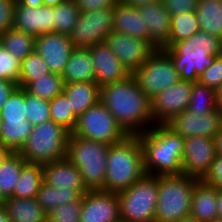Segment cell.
Segmentation results:
<instances>
[{
    "mask_svg": "<svg viewBox=\"0 0 222 222\" xmlns=\"http://www.w3.org/2000/svg\"><path fill=\"white\" fill-rule=\"evenodd\" d=\"M150 101L132 75L100 87V102L128 135H139L153 126Z\"/></svg>",
    "mask_w": 222,
    "mask_h": 222,
    "instance_id": "obj_1",
    "label": "cell"
},
{
    "mask_svg": "<svg viewBox=\"0 0 222 222\" xmlns=\"http://www.w3.org/2000/svg\"><path fill=\"white\" fill-rule=\"evenodd\" d=\"M154 125L138 135L146 174L152 176L182 174L184 138L166 124Z\"/></svg>",
    "mask_w": 222,
    "mask_h": 222,
    "instance_id": "obj_2",
    "label": "cell"
},
{
    "mask_svg": "<svg viewBox=\"0 0 222 222\" xmlns=\"http://www.w3.org/2000/svg\"><path fill=\"white\" fill-rule=\"evenodd\" d=\"M162 50L171 58L180 80L195 83L215 57L222 54V38L200 30Z\"/></svg>",
    "mask_w": 222,
    "mask_h": 222,
    "instance_id": "obj_3",
    "label": "cell"
},
{
    "mask_svg": "<svg viewBox=\"0 0 222 222\" xmlns=\"http://www.w3.org/2000/svg\"><path fill=\"white\" fill-rule=\"evenodd\" d=\"M146 175L138 135H128L109 146L104 191L121 192Z\"/></svg>",
    "mask_w": 222,
    "mask_h": 222,
    "instance_id": "obj_4",
    "label": "cell"
},
{
    "mask_svg": "<svg viewBox=\"0 0 222 222\" xmlns=\"http://www.w3.org/2000/svg\"><path fill=\"white\" fill-rule=\"evenodd\" d=\"M110 144L69 134L66 158L80 171L88 190H103Z\"/></svg>",
    "mask_w": 222,
    "mask_h": 222,
    "instance_id": "obj_5",
    "label": "cell"
},
{
    "mask_svg": "<svg viewBox=\"0 0 222 222\" xmlns=\"http://www.w3.org/2000/svg\"><path fill=\"white\" fill-rule=\"evenodd\" d=\"M199 179L180 175H158L155 222H176L190 215L191 199Z\"/></svg>",
    "mask_w": 222,
    "mask_h": 222,
    "instance_id": "obj_6",
    "label": "cell"
},
{
    "mask_svg": "<svg viewBox=\"0 0 222 222\" xmlns=\"http://www.w3.org/2000/svg\"><path fill=\"white\" fill-rule=\"evenodd\" d=\"M69 132L52 120L33 126L18 153L27 163L46 164L66 157Z\"/></svg>",
    "mask_w": 222,
    "mask_h": 222,
    "instance_id": "obj_7",
    "label": "cell"
},
{
    "mask_svg": "<svg viewBox=\"0 0 222 222\" xmlns=\"http://www.w3.org/2000/svg\"><path fill=\"white\" fill-rule=\"evenodd\" d=\"M158 175H145L127 189L118 192L120 216L130 222H155Z\"/></svg>",
    "mask_w": 222,
    "mask_h": 222,
    "instance_id": "obj_8",
    "label": "cell"
},
{
    "mask_svg": "<svg viewBox=\"0 0 222 222\" xmlns=\"http://www.w3.org/2000/svg\"><path fill=\"white\" fill-rule=\"evenodd\" d=\"M71 134L110 145L128 136L100 101L78 117Z\"/></svg>",
    "mask_w": 222,
    "mask_h": 222,
    "instance_id": "obj_9",
    "label": "cell"
},
{
    "mask_svg": "<svg viewBox=\"0 0 222 222\" xmlns=\"http://www.w3.org/2000/svg\"><path fill=\"white\" fill-rule=\"evenodd\" d=\"M132 76L138 87L151 100L169 86L180 80L171 58L162 50L156 49Z\"/></svg>",
    "mask_w": 222,
    "mask_h": 222,
    "instance_id": "obj_10",
    "label": "cell"
},
{
    "mask_svg": "<svg viewBox=\"0 0 222 222\" xmlns=\"http://www.w3.org/2000/svg\"><path fill=\"white\" fill-rule=\"evenodd\" d=\"M112 8L80 13L77 24L69 34L70 41L75 48H88L105 39L113 30Z\"/></svg>",
    "mask_w": 222,
    "mask_h": 222,
    "instance_id": "obj_11",
    "label": "cell"
},
{
    "mask_svg": "<svg viewBox=\"0 0 222 222\" xmlns=\"http://www.w3.org/2000/svg\"><path fill=\"white\" fill-rule=\"evenodd\" d=\"M193 82L179 80L151 99V116L155 124H166L188 109Z\"/></svg>",
    "mask_w": 222,
    "mask_h": 222,
    "instance_id": "obj_12",
    "label": "cell"
},
{
    "mask_svg": "<svg viewBox=\"0 0 222 222\" xmlns=\"http://www.w3.org/2000/svg\"><path fill=\"white\" fill-rule=\"evenodd\" d=\"M214 139L192 136L184 139L182 174L203 180L216 159Z\"/></svg>",
    "mask_w": 222,
    "mask_h": 222,
    "instance_id": "obj_13",
    "label": "cell"
},
{
    "mask_svg": "<svg viewBox=\"0 0 222 222\" xmlns=\"http://www.w3.org/2000/svg\"><path fill=\"white\" fill-rule=\"evenodd\" d=\"M166 125L181 137L203 136L214 138L222 127V112L199 113L185 110L174 116Z\"/></svg>",
    "mask_w": 222,
    "mask_h": 222,
    "instance_id": "obj_14",
    "label": "cell"
},
{
    "mask_svg": "<svg viewBox=\"0 0 222 222\" xmlns=\"http://www.w3.org/2000/svg\"><path fill=\"white\" fill-rule=\"evenodd\" d=\"M105 43L131 74L156 50L148 41L115 31Z\"/></svg>",
    "mask_w": 222,
    "mask_h": 222,
    "instance_id": "obj_15",
    "label": "cell"
},
{
    "mask_svg": "<svg viewBox=\"0 0 222 222\" xmlns=\"http://www.w3.org/2000/svg\"><path fill=\"white\" fill-rule=\"evenodd\" d=\"M74 48L69 35L57 32L36 36L34 40V51L42 57L51 73L59 75L63 73Z\"/></svg>",
    "mask_w": 222,
    "mask_h": 222,
    "instance_id": "obj_16",
    "label": "cell"
},
{
    "mask_svg": "<svg viewBox=\"0 0 222 222\" xmlns=\"http://www.w3.org/2000/svg\"><path fill=\"white\" fill-rule=\"evenodd\" d=\"M120 218L117 193L88 190L82 195L80 222H114Z\"/></svg>",
    "mask_w": 222,
    "mask_h": 222,
    "instance_id": "obj_17",
    "label": "cell"
},
{
    "mask_svg": "<svg viewBox=\"0 0 222 222\" xmlns=\"http://www.w3.org/2000/svg\"><path fill=\"white\" fill-rule=\"evenodd\" d=\"M88 48L93 60L95 83L100 87L122 81L132 75L105 42L97 43Z\"/></svg>",
    "mask_w": 222,
    "mask_h": 222,
    "instance_id": "obj_18",
    "label": "cell"
},
{
    "mask_svg": "<svg viewBox=\"0 0 222 222\" xmlns=\"http://www.w3.org/2000/svg\"><path fill=\"white\" fill-rule=\"evenodd\" d=\"M53 7H28L16 2L13 28L34 37L54 32Z\"/></svg>",
    "mask_w": 222,
    "mask_h": 222,
    "instance_id": "obj_19",
    "label": "cell"
},
{
    "mask_svg": "<svg viewBox=\"0 0 222 222\" xmlns=\"http://www.w3.org/2000/svg\"><path fill=\"white\" fill-rule=\"evenodd\" d=\"M148 26V42L155 49L168 47L171 28V15L164 8L161 0L137 7Z\"/></svg>",
    "mask_w": 222,
    "mask_h": 222,
    "instance_id": "obj_20",
    "label": "cell"
},
{
    "mask_svg": "<svg viewBox=\"0 0 222 222\" xmlns=\"http://www.w3.org/2000/svg\"><path fill=\"white\" fill-rule=\"evenodd\" d=\"M43 182L49 186L74 190H88L79 169L66 157L42 165Z\"/></svg>",
    "mask_w": 222,
    "mask_h": 222,
    "instance_id": "obj_21",
    "label": "cell"
},
{
    "mask_svg": "<svg viewBox=\"0 0 222 222\" xmlns=\"http://www.w3.org/2000/svg\"><path fill=\"white\" fill-rule=\"evenodd\" d=\"M148 26L137 7L117 3L113 11V30L148 41Z\"/></svg>",
    "mask_w": 222,
    "mask_h": 222,
    "instance_id": "obj_22",
    "label": "cell"
},
{
    "mask_svg": "<svg viewBox=\"0 0 222 222\" xmlns=\"http://www.w3.org/2000/svg\"><path fill=\"white\" fill-rule=\"evenodd\" d=\"M64 84L76 82H94L95 70L89 48H74L63 73Z\"/></svg>",
    "mask_w": 222,
    "mask_h": 222,
    "instance_id": "obj_23",
    "label": "cell"
},
{
    "mask_svg": "<svg viewBox=\"0 0 222 222\" xmlns=\"http://www.w3.org/2000/svg\"><path fill=\"white\" fill-rule=\"evenodd\" d=\"M190 215L199 222L217 218V188L199 180L195 184L191 199Z\"/></svg>",
    "mask_w": 222,
    "mask_h": 222,
    "instance_id": "obj_24",
    "label": "cell"
},
{
    "mask_svg": "<svg viewBox=\"0 0 222 222\" xmlns=\"http://www.w3.org/2000/svg\"><path fill=\"white\" fill-rule=\"evenodd\" d=\"M63 93L77 117L100 101V86L94 82L64 84Z\"/></svg>",
    "mask_w": 222,
    "mask_h": 222,
    "instance_id": "obj_25",
    "label": "cell"
},
{
    "mask_svg": "<svg viewBox=\"0 0 222 222\" xmlns=\"http://www.w3.org/2000/svg\"><path fill=\"white\" fill-rule=\"evenodd\" d=\"M11 222H47V212L35 198L8 197L3 205Z\"/></svg>",
    "mask_w": 222,
    "mask_h": 222,
    "instance_id": "obj_26",
    "label": "cell"
},
{
    "mask_svg": "<svg viewBox=\"0 0 222 222\" xmlns=\"http://www.w3.org/2000/svg\"><path fill=\"white\" fill-rule=\"evenodd\" d=\"M195 13L201 31L222 38V0H199Z\"/></svg>",
    "mask_w": 222,
    "mask_h": 222,
    "instance_id": "obj_27",
    "label": "cell"
},
{
    "mask_svg": "<svg viewBox=\"0 0 222 222\" xmlns=\"http://www.w3.org/2000/svg\"><path fill=\"white\" fill-rule=\"evenodd\" d=\"M88 190L62 189L42 183L36 199L41 207L48 213L53 208L67 203H74L81 199Z\"/></svg>",
    "mask_w": 222,
    "mask_h": 222,
    "instance_id": "obj_28",
    "label": "cell"
},
{
    "mask_svg": "<svg viewBox=\"0 0 222 222\" xmlns=\"http://www.w3.org/2000/svg\"><path fill=\"white\" fill-rule=\"evenodd\" d=\"M43 183V169L41 164L26 163L17 181L11 197L35 198Z\"/></svg>",
    "mask_w": 222,
    "mask_h": 222,
    "instance_id": "obj_29",
    "label": "cell"
},
{
    "mask_svg": "<svg viewBox=\"0 0 222 222\" xmlns=\"http://www.w3.org/2000/svg\"><path fill=\"white\" fill-rule=\"evenodd\" d=\"M19 87L24 88L29 94L47 100L63 92L64 81L56 73L46 74L36 81H20Z\"/></svg>",
    "mask_w": 222,
    "mask_h": 222,
    "instance_id": "obj_30",
    "label": "cell"
},
{
    "mask_svg": "<svg viewBox=\"0 0 222 222\" xmlns=\"http://www.w3.org/2000/svg\"><path fill=\"white\" fill-rule=\"evenodd\" d=\"M33 125L28 121H2L0 144L18 152L32 132Z\"/></svg>",
    "mask_w": 222,
    "mask_h": 222,
    "instance_id": "obj_31",
    "label": "cell"
},
{
    "mask_svg": "<svg viewBox=\"0 0 222 222\" xmlns=\"http://www.w3.org/2000/svg\"><path fill=\"white\" fill-rule=\"evenodd\" d=\"M26 163L18 152H12L0 165V191L5 198L13 195L21 170Z\"/></svg>",
    "mask_w": 222,
    "mask_h": 222,
    "instance_id": "obj_32",
    "label": "cell"
},
{
    "mask_svg": "<svg viewBox=\"0 0 222 222\" xmlns=\"http://www.w3.org/2000/svg\"><path fill=\"white\" fill-rule=\"evenodd\" d=\"M35 37L17 29H10L0 36V44L16 59L23 61L34 51Z\"/></svg>",
    "mask_w": 222,
    "mask_h": 222,
    "instance_id": "obj_33",
    "label": "cell"
},
{
    "mask_svg": "<svg viewBox=\"0 0 222 222\" xmlns=\"http://www.w3.org/2000/svg\"><path fill=\"white\" fill-rule=\"evenodd\" d=\"M200 30L195 11L171 16L168 47H171L177 42L188 39Z\"/></svg>",
    "mask_w": 222,
    "mask_h": 222,
    "instance_id": "obj_34",
    "label": "cell"
},
{
    "mask_svg": "<svg viewBox=\"0 0 222 222\" xmlns=\"http://www.w3.org/2000/svg\"><path fill=\"white\" fill-rule=\"evenodd\" d=\"M54 32L69 35L77 24L80 11L75 0H63L53 7Z\"/></svg>",
    "mask_w": 222,
    "mask_h": 222,
    "instance_id": "obj_35",
    "label": "cell"
},
{
    "mask_svg": "<svg viewBox=\"0 0 222 222\" xmlns=\"http://www.w3.org/2000/svg\"><path fill=\"white\" fill-rule=\"evenodd\" d=\"M51 120L62 126L70 134L75 129L78 117L71 108L70 100L62 92L49 100Z\"/></svg>",
    "mask_w": 222,
    "mask_h": 222,
    "instance_id": "obj_36",
    "label": "cell"
},
{
    "mask_svg": "<svg viewBox=\"0 0 222 222\" xmlns=\"http://www.w3.org/2000/svg\"><path fill=\"white\" fill-rule=\"evenodd\" d=\"M216 90L199 82L193 83L190 102L187 110L199 113H209L217 110Z\"/></svg>",
    "mask_w": 222,
    "mask_h": 222,
    "instance_id": "obj_37",
    "label": "cell"
},
{
    "mask_svg": "<svg viewBox=\"0 0 222 222\" xmlns=\"http://www.w3.org/2000/svg\"><path fill=\"white\" fill-rule=\"evenodd\" d=\"M0 110L2 121H25V89L18 86L7 98Z\"/></svg>",
    "mask_w": 222,
    "mask_h": 222,
    "instance_id": "obj_38",
    "label": "cell"
},
{
    "mask_svg": "<svg viewBox=\"0 0 222 222\" xmlns=\"http://www.w3.org/2000/svg\"><path fill=\"white\" fill-rule=\"evenodd\" d=\"M26 120L33 126L51 120L49 100L33 96L25 90Z\"/></svg>",
    "mask_w": 222,
    "mask_h": 222,
    "instance_id": "obj_39",
    "label": "cell"
},
{
    "mask_svg": "<svg viewBox=\"0 0 222 222\" xmlns=\"http://www.w3.org/2000/svg\"><path fill=\"white\" fill-rule=\"evenodd\" d=\"M49 73L51 72L48 65L39 54L33 51L22 61L20 81H36Z\"/></svg>",
    "mask_w": 222,
    "mask_h": 222,
    "instance_id": "obj_40",
    "label": "cell"
},
{
    "mask_svg": "<svg viewBox=\"0 0 222 222\" xmlns=\"http://www.w3.org/2000/svg\"><path fill=\"white\" fill-rule=\"evenodd\" d=\"M21 67L22 61L14 58L0 44V79L12 81L19 85Z\"/></svg>",
    "mask_w": 222,
    "mask_h": 222,
    "instance_id": "obj_41",
    "label": "cell"
},
{
    "mask_svg": "<svg viewBox=\"0 0 222 222\" xmlns=\"http://www.w3.org/2000/svg\"><path fill=\"white\" fill-rule=\"evenodd\" d=\"M82 197L74 203L61 204L47 214V222H80Z\"/></svg>",
    "mask_w": 222,
    "mask_h": 222,
    "instance_id": "obj_42",
    "label": "cell"
},
{
    "mask_svg": "<svg viewBox=\"0 0 222 222\" xmlns=\"http://www.w3.org/2000/svg\"><path fill=\"white\" fill-rule=\"evenodd\" d=\"M198 82L207 87L217 88L222 84V54L215 57L212 65L206 68Z\"/></svg>",
    "mask_w": 222,
    "mask_h": 222,
    "instance_id": "obj_43",
    "label": "cell"
},
{
    "mask_svg": "<svg viewBox=\"0 0 222 222\" xmlns=\"http://www.w3.org/2000/svg\"><path fill=\"white\" fill-rule=\"evenodd\" d=\"M15 0H0V36L13 28Z\"/></svg>",
    "mask_w": 222,
    "mask_h": 222,
    "instance_id": "obj_44",
    "label": "cell"
},
{
    "mask_svg": "<svg viewBox=\"0 0 222 222\" xmlns=\"http://www.w3.org/2000/svg\"><path fill=\"white\" fill-rule=\"evenodd\" d=\"M171 16L195 11L199 0H161Z\"/></svg>",
    "mask_w": 222,
    "mask_h": 222,
    "instance_id": "obj_45",
    "label": "cell"
},
{
    "mask_svg": "<svg viewBox=\"0 0 222 222\" xmlns=\"http://www.w3.org/2000/svg\"><path fill=\"white\" fill-rule=\"evenodd\" d=\"M80 13L96 11L103 8H112L117 0H75Z\"/></svg>",
    "mask_w": 222,
    "mask_h": 222,
    "instance_id": "obj_46",
    "label": "cell"
},
{
    "mask_svg": "<svg viewBox=\"0 0 222 222\" xmlns=\"http://www.w3.org/2000/svg\"><path fill=\"white\" fill-rule=\"evenodd\" d=\"M203 181L209 185H213L217 189H222V155L216 156L209 173Z\"/></svg>",
    "mask_w": 222,
    "mask_h": 222,
    "instance_id": "obj_47",
    "label": "cell"
},
{
    "mask_svg": "<svg viewBox=\"0 0 222 222\" xmlns=\"http://www.w3.org/2000/svg\"><path fill=\"white\" fill-rule=\"evenodd\" d=\"M17 87L18 85L12 81L0 79V109Z\"/></svg>",
    "mask_w": 222,
    "mask_h": 222,
    "instance_id": "obj_48",
    "label": "cell"
},
{
    "mask_svg": "<svg viewBox=\"0 0 222 222\" xmlns=\"http://www.w3.org/2000/svg\"><path fill=\"white\" fill-rule=\"evenodd\" d=\"M117 1L118 3H121V4L130 5L133 7H140L143 5H148L149 3H152V2H157L159 0H117Z\"/></svg>",
    "mask_w": 222,
    "mask_h": 222,
    "instance_id": "obj_49",
    "label": "cell"
},
{
    "mask_svg": "<svg viewBox=\"0 0 222 222\" xmlns=\"http://www.w3.org/2000/svg\"><path fill=\"white\" fill-rule=\"evenodd\" d=\"M214 144H215V151L217 155H222V127L215 135Z\"/></svg>",
    "mask_w": 222,
    "mask_h": 222,
    "instance_id": "obj_50",
    "label": "cell"
},
{
    "mask_svg": "<svg viewBox=\"0 0 222 222\" xmlns=\"http://www.w3.org/2000/svg\"><path fill=\"white\" fill-rule=\"evenodd\" d=\"M28 7H41L44 5V0H15Z\"/></svg>",
    "mask_w": 222,
    "mask_h": 222,
    "instance_id": "obj_51",
    "label": "cell"
},
{
    "mask_svg": "<svg viewBox=\"0 0 222 222\" xmlns=\"http://www.w3.org/2000/svg\"><path fill=\"white\" fill-rule=\"evenodd\" d=\"M217 218L222 219V189H217Z\"/></svg>",
    "mask_w": 222,
    "mask_h": 222,
    "instance_id": "obj_52",
    "label": "cell"
},
{
    "mask_svg": "<svg viewBox=\"0 0 222 222\" xmlns=\"http://www.w3.org/2000/svg\"><path fill=\"white\" fill-rule=\"evenodd\" d=\"M13 151L0 144V165L5 161V159L12 153Z\"/></svg>",
    "mask_w": 222,
    "mask_h": 222,
    "instance_id": "obj_53",
    "label": "cell"
},
{
    "mask_svg": "<svg viewBox=\"0 0 222 222\" xmlns=\"http://www.w3.org/2000/svg\"><path fill=\"white\" fill-rule=\"evenodd\" d=\"M217 107L222 112V84L216 90Z\"/></svg>",
    "mask_w": 222,
    "mask_h": 222,
    "instance_id": "obj_54",
    "label": "cell"
},
{
    "mask_svg": "<svg viewBox=\"0 0 222 222\" xmlns=\"http://www.w3.org/2000/svg\"><path fill=\"white\" fill-rule=\"evenodd\" d=\"M0 222H11L4 206H0Z\"/></svg>",
    "mask_w": 222,
    "mask_h": 222,
    "instance_id": "obj_55",
    "label": "cell"
},
{
    "mask_svg": "<svg viewBox=\"0 0 222 222\" xmlns=\"http://www.w3.org/2000/svg\"><path fill=\"white\" fill-rule=\"evenodd\" d=\"M63 0H44V6L55 7Z\"/></svg>",
    "mask_w": 222,
    "mask_h": 222,
    "instance_id": "obj_56",
    "label": "cell"
},
{
    "mask_svg": "<svg viewBox=\"0 0 222 222\" xmlns=\"http://www.w3.org/2000/svg\"><path fill=\"white\" fill-rule=\"evenodd\" d=\"M176 222H199L196 218L191 215H188L184 218L177 220Z\"/></svg>",
    "mask_w": 222,
    "mask_h": 222,
    "instance_id": "obj_57",
    "label": "cell"
},
{
    "mask_svg": "<svg viewBox=\"0 0 222 222\" xmlns=\"http://www.w3.org/2000/svg\"><path fill=\"white\" fill-rule=\"evenodd\" d=\"M6 198L3 196L2 192L0 191V206H3L5 203Z\"/></svg>",
    "mask_w": 222,
    "mask_h": 222,
    "instance_id": "obj_58",
    "label": "cell"
},
{
    "mask_svg": "<svg viewBox=\"0 0 222 222\" xmlns=\"http://www.w3.org/2000/svg\"><path fill=\"white\" fill-rule=\"evenodd\" d=\"M208 222H222V219H219V218H215V219H212Z\"/></svg>",
    "mask_w": 222,
    "mask_h": 222,
    "instance_id": "obj_59",
    "label": "cell"
},
{
    "mask_svg": "<svg viewBox=\"0 0 222 222\" xmlns=\"http://www.w3.org/2000/svg\"><path fill=\"white\" fill-rule=\"evenodd\" d=\"M114 222H130V221L120 218V219H118L117 221H114Z\"/></svg>",
    "mask_w": 222,
    "mask_h": 222,
    "instance_id": "obj_60",
    "label": "cell"
},
{
    "mask_svg": "<svg viewBox=\"0 0 222 222\" xmlns=\"http://www.w3.org/2000/svg\"><path fill=\"white\" fill-rule=\"evenodd\" d=\"M1 125H2V116H1V110H0V129H1Z\"/></svg>",
    "mask_w": 222,
    "mask_h": 222,
    "instance_id": "obj_61",
    "label": "cell"
}]
</instances>
